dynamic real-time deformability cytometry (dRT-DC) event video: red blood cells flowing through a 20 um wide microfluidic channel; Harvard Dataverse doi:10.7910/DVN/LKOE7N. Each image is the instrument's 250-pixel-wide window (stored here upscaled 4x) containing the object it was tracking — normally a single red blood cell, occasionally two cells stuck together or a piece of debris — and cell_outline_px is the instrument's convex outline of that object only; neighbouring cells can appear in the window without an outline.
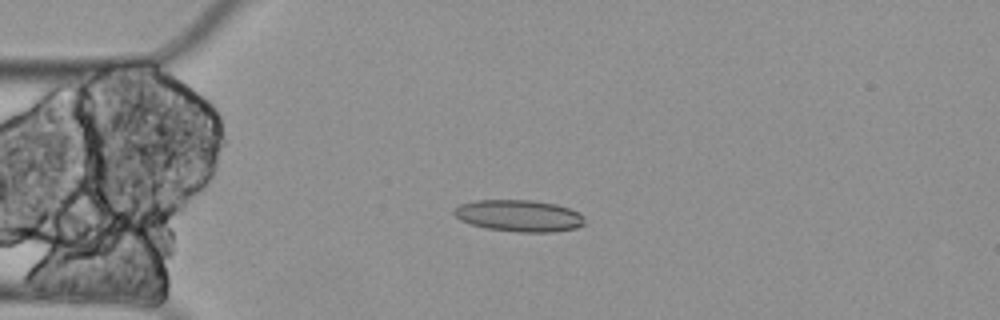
{"species": "Egyptian fruit bat (a non-hibernating species)", "species_latin": "Rousettus aegyptiacus", "temperature_condition": "cold", "stored_images_in_passage": 9, "camera_frame_rate_fps": 3000, "um_per_image_px": 0.085, "animal": {"sex": "female"}, "frame": {"image": 1, "passage_image": 3, "time_ms": 0.667, "image_size_px": [1000, 320], "cell_outline_px": [[584, 224], [576, 228], [552, 232], [520, 232], [484, 228], [460, 220], [452, 212], [460, 204], [476, 200], [532, 200], [556, 204], [580, 212], [584, 216]], "centroid_in_image_um": [44.13, 18.34], "position_along_channel_um": 40.9, "area_um2": 24.16}}
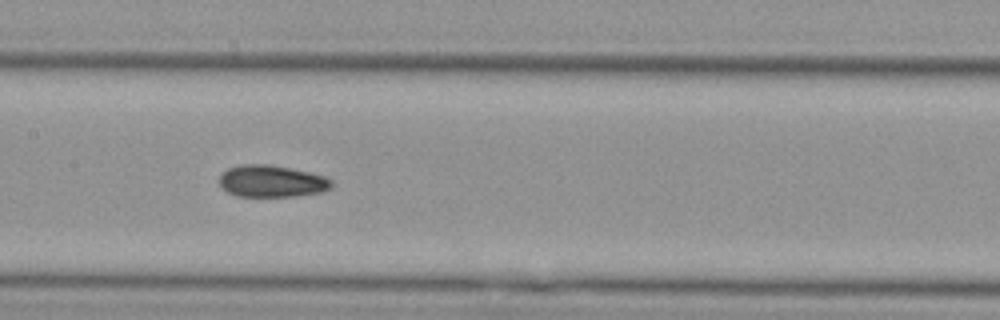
{"frame": {"image": 2, "passage_image": 7, "time_ms": 2.0, "image_size_px": [1000, 320], "cell_outline_px": [[332, 184], [328, 188], [320, 192], [296, 196], [236, 196], [228, 192], [220, 184], [220, 176], [228, 168], [240, 164], [268, 164], [308, 172], [324, 176], [332, 180]], "centroid_in_image_um": [23.07, 15.4], "position_along_channel_um": 184.3, "area_um2": 20.58}}
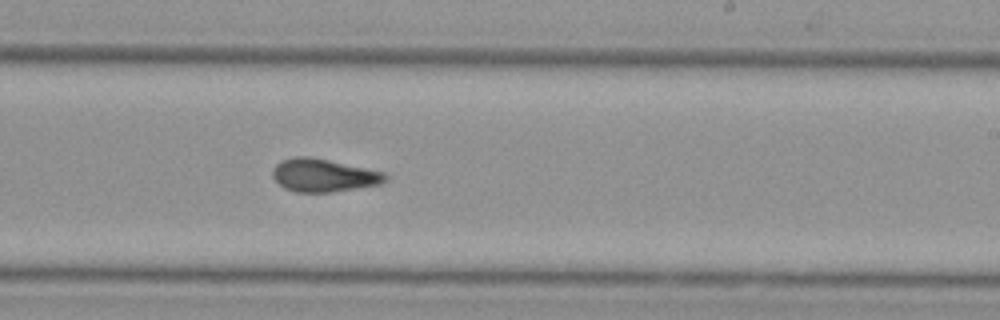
{"frame": {"image": 3, "passage_image": 9, "time_ms": 2.667, "image_size_px": [1000, 320], "cell_outline_px": [[388, 180], [380, 184], [332, 192], [296, 192], [284, 188], [272, 176], [272, 168], [280, 160], [296, 156], [308, 156], [328, 160], [384, 172], [388, 176]], "centroid_in_image_um": [27.48, 14.9], "position_along_channel_um": 261.5, "area_um2": 21.62}}